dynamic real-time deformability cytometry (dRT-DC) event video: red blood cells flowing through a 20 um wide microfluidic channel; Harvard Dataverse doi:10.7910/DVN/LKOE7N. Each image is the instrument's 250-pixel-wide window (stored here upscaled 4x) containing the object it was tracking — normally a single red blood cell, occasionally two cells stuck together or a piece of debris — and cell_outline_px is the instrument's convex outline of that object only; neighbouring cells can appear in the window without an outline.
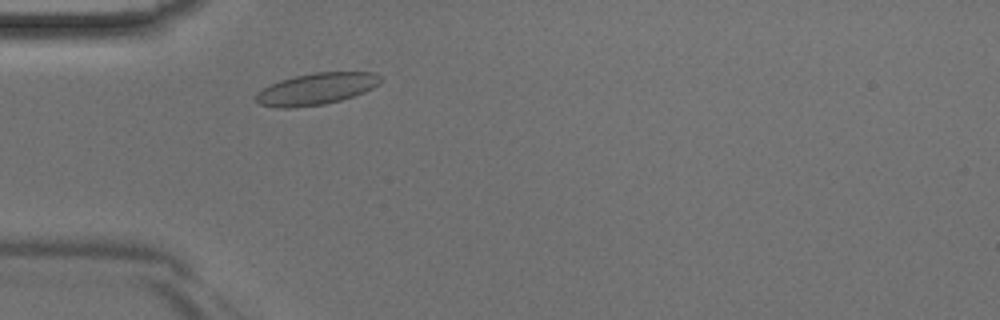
{"species": "Egyptian fruit bat (a non-hibernating species)", "species_latin": "Rousettus aegyptiacus", "temperature_condition": "room temperature", "stored_images_in_passage": 36, "camera_frame_rate_fps": 3000, "um_per_image_px": 0.085, "animal": {"sex": "male"}, "frame": {"image": 1, "passage_image": 5, "time_ms": 1.333, "image_size_px": [1000, 320], "cell_outline_px": [[380, 84], [364, 92], [340, 100], [324, 104], [288, 108], [280, 108], [260, 104], [252, 96], [260, 88], [280, 80], [296, 76], [316, 72], [372, 72], [380, 76]], "centroid_in_image_um": [26.83, 7.55], "position_along_channel_um": 58.2, "area_um2": 22.95}}
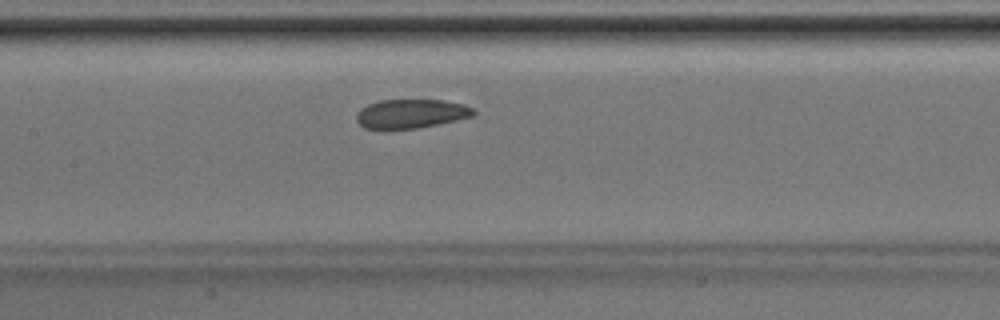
{"frame": {"image": 2, "passage_image": 13, "time_ms": 4.0, "image_size_px": [1000, 320], "cell_outline_px": [[476, 116], [416, 128], [384, 132], [364, 128], [356, 120], [356, 116], [360, 108], [368, 104], [380, 100], [444, 100], [464, 104], [472, 108], [476, 112]], "centroid_in_image_um": [34.89, 9.7], "position_along_channel_um": 172.5, "area_um2": 20.4}}
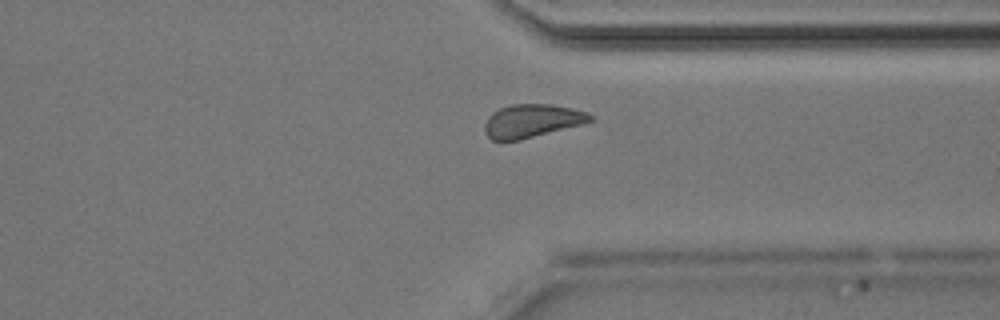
{"frame": {"image": 3, "passage_image": 26, "time_ms": 8.333, "image_size_px": [1000, 320], "cell_outline_px": [[592, 120], [584, 124], [520, 140], [492, 140], [484, 132], [484, 124], [488, 116], [492, 112], [500, 108], [512, 104], [552, 104], [572, 108], [588, 112], [592, 116]], "centroid_in_image_um": [45.21, 10.27], "position_along_channel_um": 366.2, "area_um2": 20.58}}